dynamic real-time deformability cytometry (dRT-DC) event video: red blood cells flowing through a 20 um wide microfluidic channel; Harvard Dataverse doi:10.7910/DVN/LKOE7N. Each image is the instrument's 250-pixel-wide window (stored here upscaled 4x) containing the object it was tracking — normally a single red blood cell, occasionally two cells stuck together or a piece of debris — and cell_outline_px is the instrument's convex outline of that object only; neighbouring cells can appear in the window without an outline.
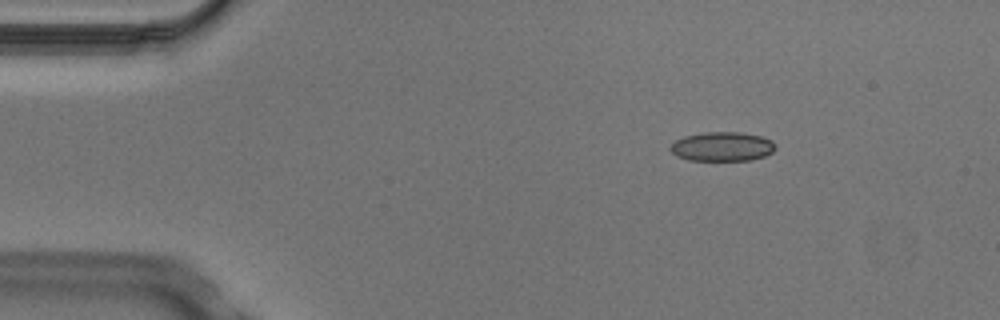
{"species": "Egyptian fruit bat (a non-hibernating species)", "species_latin": "Rousettus aegyptiacus", "temperature_condition": "cold", "stored_images_in_passage": 3, "camera_frame_rate_fps": 3000, "um_per_image_px": 0.085, "animal": {"sex": "male"}, "frame": {"image": 1, "passage_image": 1, "time_ms": 0.0, "image_size_px": [1000, 320], "cell_outline_px": [[776, 148], [772, 152], [764, 156], [752, 160], [688, 160], [676, 156], [668, 148], [676, 140], [684, 136], [704, 132], [740, 132], [760, 136], [772, 140], [776, 144]], "centroid_in_image_um": [61.39, 12.46], "position_along_channel_um": 23.6, "area_um2": 17.98}}
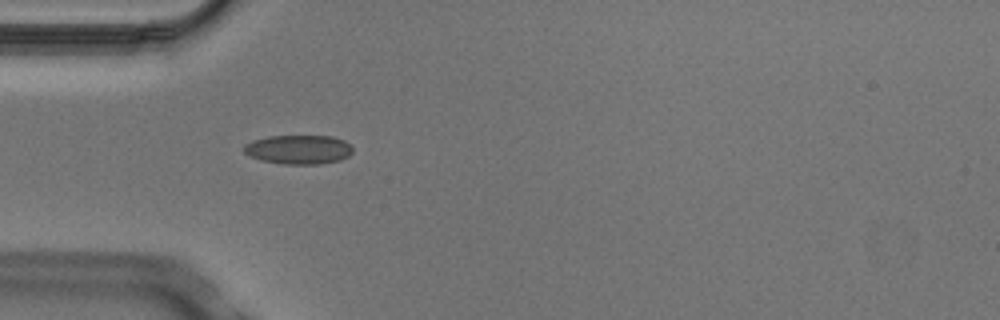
{"frame": {"image": 2, "passage_image": 3, "time_ms": 0.667, "image_size_px": [1000, 320], "cell_outline_px": [[352, 152], [348, 156], [340, 160], [320, 164], [284, 164], [260, 160], [244, 152], [244, 144], [252, 140], [268, 136], [332, 136], [344, 140], [352, 148]], "centroid_in_image_um": [25.37, 12.7], "position_along_channel_um": 59.6, "area_um2": 18.44}}